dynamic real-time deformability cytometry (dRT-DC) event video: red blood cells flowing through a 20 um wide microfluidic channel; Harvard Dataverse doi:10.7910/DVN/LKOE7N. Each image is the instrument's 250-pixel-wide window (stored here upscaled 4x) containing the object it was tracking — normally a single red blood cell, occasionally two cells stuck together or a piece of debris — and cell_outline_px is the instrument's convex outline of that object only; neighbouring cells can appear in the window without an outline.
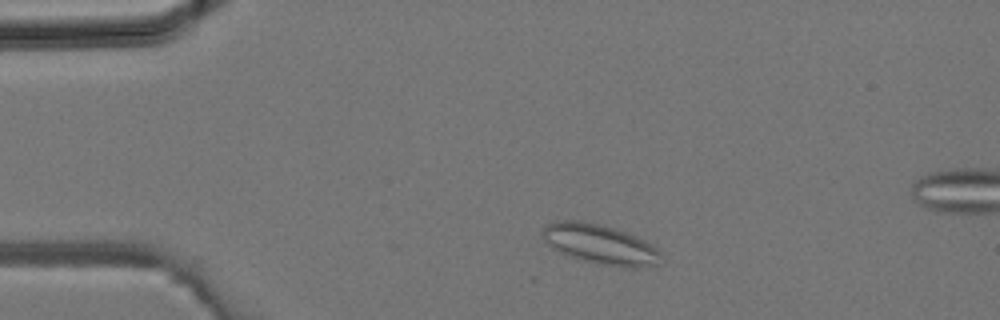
{"species": "common noctule bat (a hibernating species)", "species_latin": "Nyctalus noctula", "temperature_condition": "room temperature", "stored_images_in_passage": 5, "camera_frame_rate_fps": 3000, "um_per_image_px": 0.085, "animal": {"sex": "male", "body_mass_g": 19.2, "forearm_length_mm": 51.8}, "frame": {"image": 1, "passage_image": 1, "time_ms": 0.0, "image_size_px": [1000, 320], "cell_outline_px": [[664, 256], [656, 264], [640, 268], [624, 268], [600, 264], [580, 260], [568, 256], [552, 248], [544, 240], [540, 232], [548, 224], [556, 220], [584, 220], [600, 224], [636, 236], [644, 240], [656, 248]], "centroid_in_image_um": [50.99, 20.77], "position_along_channel_um": 34.0, "area_um2": 27.69}}